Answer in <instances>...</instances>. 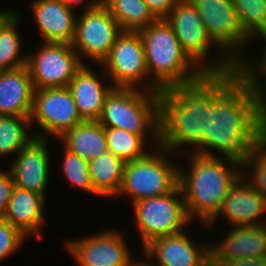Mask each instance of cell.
Returning <instances> with one entry per match:
<instances>
[{"mask_svg":"<svg viewBox=\"0 0 266 266\" xmlns=\"http://www.w3.org/2000/svg\"><path fill=\"white\" fill-rule=\"evenodd\" d=\"M239 77L237 70L225 75H206L194 84L162 90L160 146L171 152L192 144L197 150L207 139L209 111H213L214 102Z\"/></svg>","mask_w":266,"mask_h":266,"instance_id":"cell-1","label":"cell"},{"mask_svg":"<svg viewBox=\"0 0 266 266\" xmlns=\"http://www.w3.org/2000/svg\"><path fill=\"white\" fill-rule=\"evenodd\" d=\"M257 104L250 86L240 76L214 102L213 111H209L207 139L193 152L214 157L216 149L224 154L223 160L242 167L256 147Z\"/></svg>","mask_w":266,"mask_h":266,"instance_id":"cell-2","label":"cell"},{"mask_svg":"<svg viewBox=\"0 0 266 266\" xmlns=\"http://www.w3.org/2000/svg\"><path fill=\"white\" fill-rule=\"evenodd\" d=\"M190 155L191 169L188 173L179 169L178 184L189 218L197 217L201 224H208L221 209L231 186L244 172L239 164L224 162L217 155L203 156L194 152Z\"/></svg>","mask_w":266,"mask_h":266,"instance_id":"cell-3","label":"cell"},{"mask_svg":"<svg viewBox=\"0 0 266 266\" xmlns=\"http://www.w3.org/2000/svg\"><path fill=\"white\" fill-rule=\"evenodd\" d=\"M138 32L144 44L150 92L191 85L206 76L183 51L165 19H158Z\"/></svg>","mask_w":266,"mask_h":266,"instance_id":"cell-4","label":"cell"},{"mask_svg":"<svg viewBox=\"0 0 266 266\" xmlns=\"http://www.w3.org/2000/svg\"><path fill=\"white\" fill-rule=\"evenodd\" d=\"M159 97V92L114 88L107 96L97 121L104 127L124 129L139 136L149 133L153 135L150 140L157 148L160 146Z\"/></svg>","mask_w":266,"mask_h":266,"instance_id":"cell-5","label":"cell"},{"mask_svg":"<svg viewBox=\"0 0 266 266\" xmlns=\"http://www.w3.org/2000/svg\"><path fill=\"white\" fill-rule=\"evenodd\" d=\"M158 148L155 147L154 151L140 159L125 163L118 195L128 194L132 203H136L167 194L178 185L179 168L166 155L164 156L165 151L167 152L165 148Z\"/></svg>","mask_w":266,"mask_h":266,"instance_id":"cell-6","label":"cell"},{"mask_svg":"<svg viewBox=\"0 0 266 266\" xmlns=\"http://www.w3.org/2000/svg\"><path fill=\"white\" fill-rule=\"evenodd\" d=\"M165 20L174 30L183 51L206 75H225L237 70L236 63L226 54L224 59L204 65L203 61L214 42L189 0H179Z\"/></svg>","mask_w":266,"mask_h":266,"instance_id":"cell-7","label":"cell"},{"mask_svg":"<svg viewBox=\"0 0 266 266\" xmlns=\"http://www.w3.org/2000/svg\"><path fill=\"white\" fill-rule=\"evenodd\" d=\"M133 204L142 247L154 238L183 232L191 221L179 184L169 193Z\"/></svg>","mask_w":266,"mask_h":266,"instance_id":"cell-8","label":"cell"},{"mask_svg":"<svg viewBox=\"0 0 266 266\" xmlns=\"http://www.w3.org/2000/svg\"><path fill=\"white\" fill-rule=\"evenodd\" d=\"M84 7L80 18L76 19L75 37L71 45L81 61L84 57L100 65L123 31L100 0L89 1Z\"/></svg>","mask_w":266,"mask_h":266,"instance_id":"cell-9","label":"cell"},{"mask_svg":"<svg viewBox=\"0 0 266 266\" xmlns=\"http://www.w3.org/2000/svg\"><path fill=\"white\" fill-rule=\"evenodd\" d=\"M101 65L105 69L103 78H110L115 88H142L139 84L147 79L143 90L150 91V76L139 32L123 31Z\"/></svg>","mask_w":266,"mask_h":266,"instance_id":"cell-10","label":"cell"},{"mask_svg":"<svg viewBox=\"0 0 266 266\" xmlns=\"http://www.w3.org/2000/svg\"><path fill=\"white\" fill-rule=\"evenodd\" d=\"M43 43L39 51L27 55L26 66L34 88L68 87L84 62L71 44Z\"/></svg>","mask_w":266,"mask_h":266,"instance_id":"cell-11","label":"cell"},{"mask_svg":"<svg viewBox=\"0 0 266 266\" xmlns=\"http://www.w3.org/2000/svg\"><path fill=\"white\" fill-rule=\"evenodd\" d=\"M30 122H36L43 131L34 135L35 137L48 139V134L60 138L84 120L78 112L70 89L54 87L35 89Z\"/></svg>","mask_w":266,"mask_h":266,"instance_id":"cell-12","label":"cell"},{"mask_svg":"<svg viewBox=\"0 0 266 266\" xmlns=\"http://www.w3.org/2000/svg\"><path fill=\"white\" fill-rule=\"evenodd\" d=\"M189 1L200 15L203 25L214 44L222 48L225 54L230 52L228 55L236 65L242 61L243 56L239 53L241 50L239 51L237 48L242 47L243 44L245 45L250 38L241 26L232 0ZM226 51L228 52L226 53ZM233 51H236V54Z\"/></svg>","mask_w":266,"mask_h":266,"instance_id":"cell-13","label":"cell"},{"mask_svg":"<svg viewBox=\"0 0 266 266\" xmlns=\"http://www.w3.org/2000/svg\"><path fill=\"white\" fill-rule=\"evenodd\" d=\"M78 266H126L132 257L119 231H102L66 244Z\"/></svg>","mask_w":266,"mask_h":266,"instance_id":"cell-14","label":"cell"},{"mask_svg":"<svg viewBox=\"0 0 266 266\" xmlns=\"http://www.w3.org/2000/svg\"><path fill=\"white\" fill-rule=\"evenodd\" d=\"M245 177L247 178L242 174L231 186L221 209L207 224L208 227L219 214H222L232 227L266 225V219H261L266 213V199L250 185Z\"/></svg>","mask_w":266,"mask_h":266,"instance_id":"cell-15","label":"cell"},{"mask_svg":"<svg viewBox=\"0 0 266 266\" xmlns=\"http://www.w3.org/2000/svg\"><path fill=\"white\" fill-rule=\"evenodd\" d=\"M209 248L210 245L195 244L183 231L154 238L143 251L156 259L158 266H208Z\"/></svg>","mask_w":266,"mask_h":266,"instance_id":"cell-16","label":"cell"},{"mask_svg":"<svg viewBox=\"0 0 266 266\" xmlns=\"http://www.w3.org/2000/svg\"><path fill=\"white\" fill-rule=\"evenodd\" d=\"M17 159L8 170L11 172L15 187L23 188L46 197L49 173L47 141L35 137L19 151Z\"/></svg>","mask_w":266,"mask_h":266,"instance_id":"cell-17","label":"cell"},{"mask_svg":"<svg viewBox=\"0 0 266 266\" xmlns=\"http://www.w3.org/2000/svg\"><path fill=\"white\" fill-rule=\"evenodd\" d=\"M31 7L44 42L72 44L77 19L74 9L62 0H34Z\"/></svg>","mask_w":266,"mask_h":266,"instance_id":"cell-18","label":"cell"},{"mask_svg":"<svg viewBox=\"0 0 266 266\" xmlns=\"http://www.w3.org/2000/svg\"><path fill=\"white\" fill-rule=\"evenodd\" d=\"M34 85L28 67L0 72V116L30 117Z\"/></svg>","mask_w":266,"mask_h":266,"instance_id":"cell-19","label":"cell"},{"mask_svg":"<svg viewBox=\"0 0 266 266\" xmlns=\"http://www.w3.org/2000/svg\"><path fill=\"white\" fill-rule=\"evenodd\" d=\"M98 74H94L88 66L83 65L68 85L84 121L98 120L107 96L115 88L111 85L105 86L100 77H97Z\"/></svg>","mask_w":266,"mask_h":266,"instance_id":"cell-20","label":"cell"},{"mask_svg":"<svg viewBox=\"0 0 266 266\" xmlns=\"http://www.w3.org/2000/svg\"><path fill=\"white\" fill-rule=\"evenodd\" d=\"M42 195L15 187L3 219L19 229L25 236L42 237L45 200Z\"/></svg>","mask_w":266,"mask_h":266,"instance_id":"cell-21","label":"cell"},{"mask_svg":"<svg viewBox=\"0 0 266 266\" xmlns=\"http://www.w3.org/2000/svg\"><path fill=\"white\" fill-rule=\"evenodd\" d=\"M213 249L227 259L266 257V225L232 227Z\"/></svg>","mask_w":266,"mask_h":266,"instance_id":"cell-22","label":"cell"},{"mask_svg":"<svg viewBox=\"0 0 266 266\" xmlns=\"http://www.w3.org/2000/svg\"><path fill=\"white\" fill-rule=\"evenodd\" d=\"M60 140L66 149L86 161L108 152L105 127L98 121H84L65 132Z\"/></svg>","mask_w":266,"mask_h":266,"instance_id":"cell-23","label":"cell"},{"mask_svg":"<svg viewBox=\"0 0 266 266\" xmlns=\"http://www.w3.org/2000/svg\"><path fill=\"white\" fill-rule=\"evenodd\" d=\"M125 161L109 151L88 161V170L95 192L99 196L114 197L120 191Z\"/></svg>","mask_w":266,"mask_h":266,"instance_id":"cell-24","label":"cell"},{"mask_svg":"<svg viewBox=\"0 0 266 266\" xmlns=\"http://www.w3.org/2000/svg\"><path fill=\"white\" fill-rule=\"evenodd\" d=\"M106 6L122 31L138 32L157 20L144 0H110Z\"/></svg>","mask_w":266,"mask_h":266,"instance_id":"cell-25","label":"cell"},{"mask_svg":"<svg viewBox=\"0 0 266 266\" xmlns=\"http://www.w3.org/2000/svg\"><path fill=\"white\" fill-rule=\"evenodd\" d=\"M30 117L0 116V155L18 154L35 136H31Z\"/></svg>","mask_w":266,"mask_h":266,"instance_id":"cell-26","label":"cell"},{"mask_svg":"<svg viewBox=\"0 0 266 266\" xmlns=\"http://www.w3.org/2000/svg\"><path fill=\"white\" fill-rule=\"evenodd\" d=\"M105 136L108 151L125 162L140 159L149 153L144 148L146 136L115 127H105Z\"/></svg>","mask_w":266,"mask_h":266,"instance_id":"cell-27","label":"cell"},{"mask_svg":"<svg viewBox=\"0 0 266 266\" xmlns=\"http://www.w3.org/2000/svg\"><path fill=\"white\" fill-rule=\"evenodd\" d=\"M245 34L266 36V0H232Z\"/></svg>","mask_w":266,"mask_h":266,"instance_id":"cell-28","label":"cell"},{"mask_svg":"<svg viewBox=\"0 0 266 266\" xmlns=\"http://www.w3.org/2000/svg\"><path fill=\"white\" fill-rule=\"evenodd\" d=\"M18 18L6 29L0 31V68L2 70L16 69L25 66L27 56L20 54L22 39L18 34Z\"/></svg>","mask_w":266,"mask_h":266,"instance_id":"cell-29","label":"cell"},{"mask_svg":"<svg viewBox=\"0 0 266 266\" xmlns=\"http://www.w3.org/2000/svg\"><path fill=\"white\" fill-rule=\"evenodd\" d=\"M64 162H63V175L68 179L71 184L79 187L83 191L98 195L91 182L88 161L81 158L79 155L71 152L70 150H64Z\"/></svg>","mask_w":266,"mask_h":266,"instance_id":"cell-30","label":"cell"},{"mask_svg":"<svg viewBox=\"0 0 266 266\" xmlns=\"http://www.w3.org/2000/svg\"><path fill=\"white\" fill-rule=\"evenodd\" d=\"M262 38L266 42V36H263ZM262 58L263 60L260 62L262 65L259 66V68L255 66V64L248 62L246 58H243L245 61L242 60L237 64V71L239 72L240 76L244 79V81L250 86L251 91L254 93V96L256 97L258 103L266 102V85H265L266 84V46H265ZM256 68H258V71H256L257 70ZM257 72L258 73L260 72L261 74L259 75ZM260 76L263 77L264 79L263 81H265L263 82L264 84L260 83V80H259Z\"/></svg>","mask_w":266,"mask_h":266,"instance_id":"cell-31","label":"cell"},{"mask_svg":"<svg viewBox=\"0 0 266 266\" xmlns=\"http://www.w3.org/2000/svg\"><path fill=\"white\" fill-rule=\"evenodd\" d=\"M250 176V185L266 199V152L256 146L242 166ZM252 170V171H251ZM250 172V173H249Z\"/></svg>","mask_w":266,"mask_h":266,"instance_id":"cell-32","label":"cell"},{"mask_svg":"<svg viewBox=\"0 0 266 266\" xmlns=\"http://www.w3.org/2000/svg\"><path fill=\"white\" fill-rule=\"evenodd\" d=\"M25 238L19 229L0 218V261L15 253Z\"/></svg>","mask_w":266,"mask_h":266,"instance_id":"cell-33","label":"cell"},{"mask_svg":"<svg viewBox=\"0 0 266 266\" xmlns=\"http://www.w3.org/2000/svg\"><path fill=\"white\" fill-rule=\"evenodd\" d=\"M208 266H266V257H244L232 260L220 256L210 246L208 250Z\"/></svg>","mask_w":266,"mask_h":266,"instance_id":"cell-34","label":"cell"},{"mask_svg":"<svg viewBox=\"0 0 266 266\" xmlns=\"http://www.w3.org/2000/svg\"><path fill=\"white\" fill-rule=\"evenodd\" d=\"M15 183L11 172L0 171V218L5 216Z\"/></svg>","mask_w":266,"mask_h":266,"instance_id":"cell-35","label":"cell"},{"mask_svg":"<svg viewBox=\"0 0 266 266\" xmlns=\"http://www.w3.org/2000/svg\"><path fill=\"white\" fill-rule=\"evenodd\" d=\"M256 146L266 152V102L257 104Z\"/></svg>","mask_w":266,"mask_h":266,"instance_id":"cell-36","label":"cell"},{"mask_svg":"<svg viewBox=\"0 0 266 266\" xmlns=\"http://www.w3.org/2000/svg\"><path fill=\"white\" fill-rule=\"evenodd\" d=\"M179 0H144L149 10L158 19H165Z\"/></svg>","mask_w":266,"mask_h":266,"instance_id":"cell-37","label":"cell"},{"mask_svg":"<svg viewBox=\"0 0 266 266\" xmlns=\"http://www.w3.org/2000/svg\"><path fill=\"white\" fill-rule=\"evenodd\" d=\"M19 16L12 11L0 10V31L6 29L11 25Z\"/></svg>","mask_w":266,"mask_h":266,"instance_id":"cell-38","label":"cell"},{"mask_svg":"<svg viewBox=\"0 0 266 266\" xmlns=\"http://www.w3.org/2000/svg\"><path fill=\"white\" fill-rule=\"evenodd\" d=\"M143 256H145L146 259H144V261L141 262H133L132 257L127 261L126 266H158L157 264H150V260L152 261V258H150V256H148L147 253L144 252ZM146 260V261H145ZM149 261V263H148Z\"/></svg>","mask_w":266,"mask_h":266,"instance_id":"cell-39","label":"cell"},{"mask_svg":"<svg viewBox=\"0 0 266 266\" xmlns=\"http://www.w3.org/2000/svg\"><path fill=\"white\" fill-rule=\"evenodd\" d=\"M66 3V5L70 8L73 9V5L74 7L81 4L82 2L86 1V0H62Z\"/></svg>","mask_w":266,"mask_h":266,"instance_id":"cell-40","label":"cell"},{"mask_svg":"<svg viewBox=\"0 0 266 266\" xmlns=\"http://www.w3.org/2000/svg\"><path fill=\"white\" fill-rule=\"evenodd\" d=\"M101 1V4H107L110 0H100Z\"/></svg>","mask_w":266,"mask_h":266,"instance_id":"cell-41","label":"cell"}]
</instances>
